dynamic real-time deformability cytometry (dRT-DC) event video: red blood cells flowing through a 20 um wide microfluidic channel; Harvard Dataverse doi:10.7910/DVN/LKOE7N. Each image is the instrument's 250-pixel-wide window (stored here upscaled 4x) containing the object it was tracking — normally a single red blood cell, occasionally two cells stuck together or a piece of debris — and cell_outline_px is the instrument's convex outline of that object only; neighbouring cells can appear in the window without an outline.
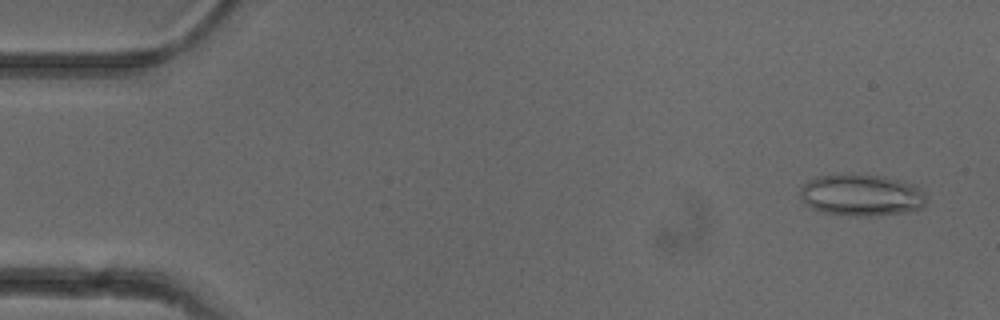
{"species": "common noctule bat (a hibernating species)", "species_latin": "Nyctalus noctula", "temperature_condition": "cold", "stored_images_in_passage": 52, "camera_frame_rate_fps": 3000, "um_per_image_px": 0.085, "animal": {"sex": "female"}, "frame": {"image": 1, "passage_image": 3, "time_ms": 0.667, "image_size_px": [1000, 320], "cell_outline_px": [[924, 204], [920, 208], [908, 212], [868, 216], [856, 216], [824, 212], [812, 208], [800, 200], [800, 188], [804, 184], [816, 176], [852, 172], [880, 176], [900, 180], [912, 184], [920, 188], [924, 192]], "centroid_in_image_um": [73.18, 16.56], "position_along_channel_um": 11.8, "area_um2": 30.92}}
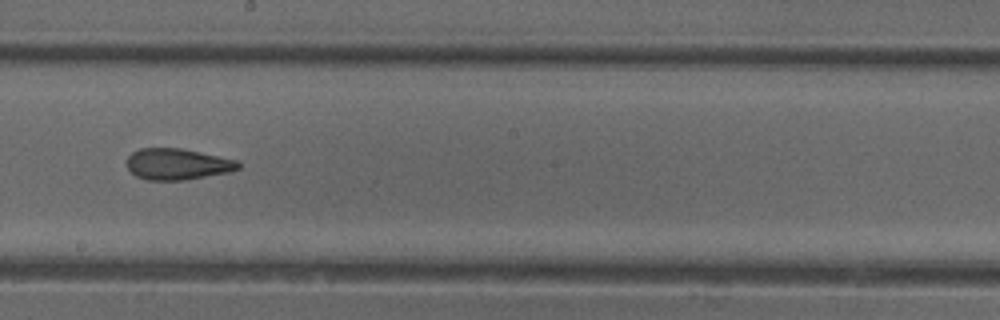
{"frame": {"image": 2, "passage_image": 29, "time_ms": 9.333, "image_size_px": [1000, 320], "cell_outline_px": [[240, 168], [228, 172], [184, 180], [148, 180], [136, 176], [128, 168], [128, 156], [132, 152], [140, 148], [180, 148], [200, 152], [236, 160], [240, 164]], "centroid_in_image_um": [15.07, 13.95], "position_along_channel_um": 233.1, "area_um2": 20.06}}
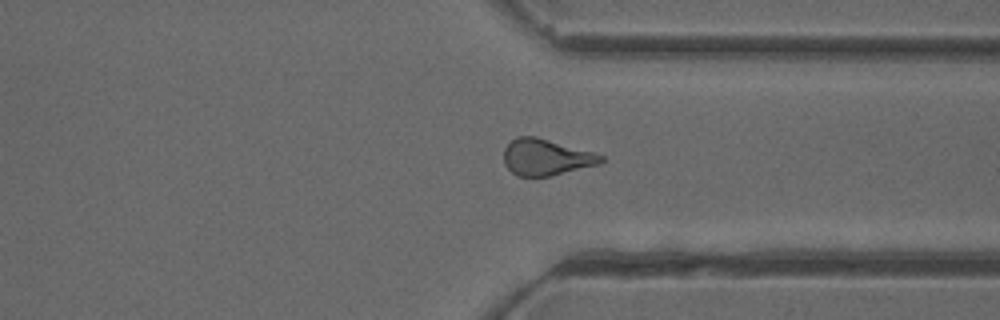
{"frame": {"image": 3, "passage_image": 39, "time_ms": 12.667, "image_size_px": [1000, 320], "cell_outline_px": [[604, 160], [600, 164], [552, 176], [516, 176], [504, 164], [504, 148], [516, 136], [536, 136], [596, 152], [604, 156]], "centroid_in_image_um": [46.45, 13.36], "position_along_channel_um": 365.0, "area_um2": 20.87}, "authors_computed_cell_mechanics": {"area_um2": 21.6172, "velocity_mm_per_s": 3.9716, "shape_relaxation_time_tau1_ms": null, "shape_relaxation_time_tau2_ms": 2.2318, "deformation_change_tau1": null, "deformation_change_tau2": 0.113}}